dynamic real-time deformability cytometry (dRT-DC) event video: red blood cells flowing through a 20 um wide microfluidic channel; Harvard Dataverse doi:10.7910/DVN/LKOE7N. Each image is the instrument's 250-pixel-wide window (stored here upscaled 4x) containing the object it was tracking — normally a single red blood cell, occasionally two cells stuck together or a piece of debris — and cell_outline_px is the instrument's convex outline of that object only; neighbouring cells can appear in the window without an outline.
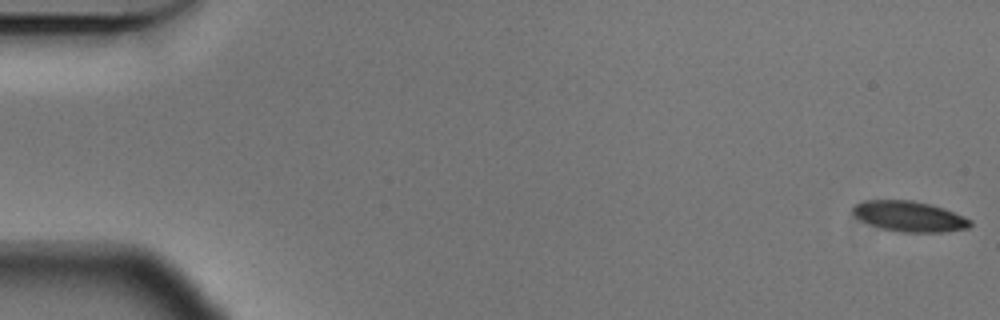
{"species": "Egyptian fruit bat (a non-hibernating species)", "species_latin": "Rousettus aegyptiacus", "temperature_condition": "cold", "stored_images_in_passage": 13, "camera_frame_rate_fps": 3000, "um_per_image_px": 0.085, "animal": {"sex": "male"}, "frame": {"image": 1, "passage_image": 1, "time_ms": 0.0, "image_size_px": [1000, 320], "cell_outline_px": [[972, 224], [968, 228], [940, 232], [904, 232], [880, 228], [860, 220], [852, 212], [852, 208], [860, 200], [912, 200], [944, 208], [964, 216], [972, 220]], "centroid_in_image_um": [77.28, 18.38], "position_along_channel_um": 7.7, "area_um2": 20.81}}